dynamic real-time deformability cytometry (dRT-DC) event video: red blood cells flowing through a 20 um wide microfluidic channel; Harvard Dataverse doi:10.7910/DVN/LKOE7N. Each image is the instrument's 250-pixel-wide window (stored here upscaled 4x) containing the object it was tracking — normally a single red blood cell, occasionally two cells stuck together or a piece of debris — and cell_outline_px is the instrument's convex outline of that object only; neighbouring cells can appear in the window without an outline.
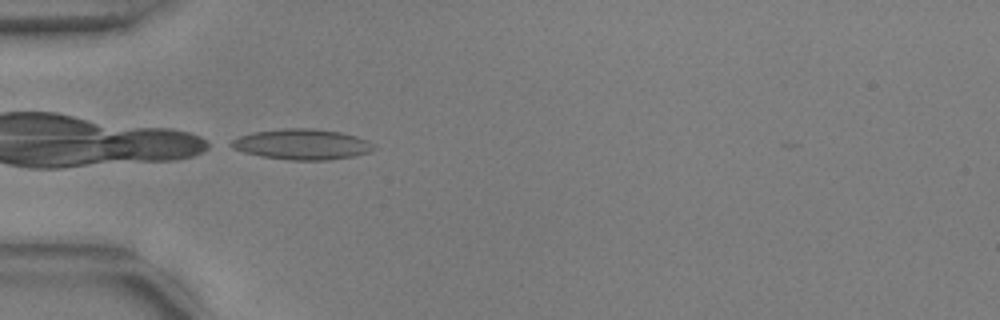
{"species": "common noctule bat (a hibernating species)", "species_latin": "Nyctalus noctula", "temperature_condition": "warm", "stored_images_in_passage": 38, "camera_frame_rate_fps": 3000, "um_per_image_px": 0.085, "animal": {"sex": "male", "body_mass_g": 17.9, "forearm_length_mm": 54.2}, "frame": {"image": 1, "passage_image": 1, "time_ms": 0.0, "image_size_px": [1000, 320], "cell_outline_px": [[376, 148], [368, 152], [356, 156], [328, 160], [292, 160], [260, 156], [244, 152], [232, 148], [224, 144], [240, 136], [252, 132], [280, 128], [312, 128], [340, 132], [356, 136], [368, 140], [376, 144]], "centroid_in_image_um": [25.66, 12.26], "position_along_channel_um": 59.3, "area_um2": 25.72}}
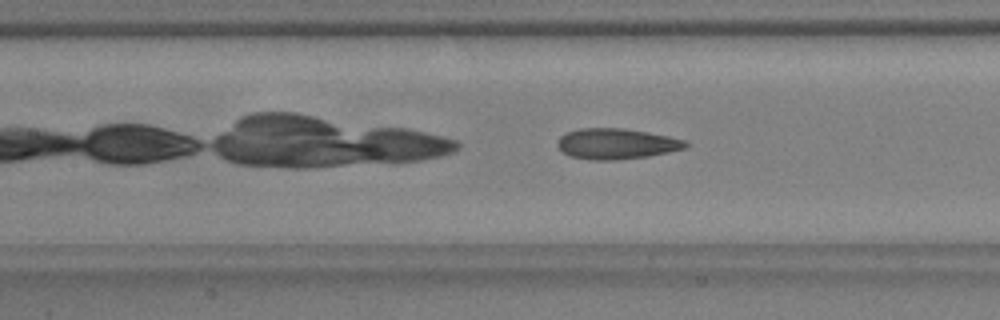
{"frame": {"image": 2, "passage_image": 9, "time_ms": 2.667, "image_size_px": [1000, 320], "cell_outline_px": [[688, 148], [648, 156], [616, 160], [588, 160], [572, 156], [564, 152], [556, 144], [556, 140], [560, 136], [568, 132], [580, 128], [624, 128], [648, 132], [688, 140]], "centroid_in_image_um": [52.42, 12.22], "position_along_channel_um": 155.0, "area_um2": 23.0}}
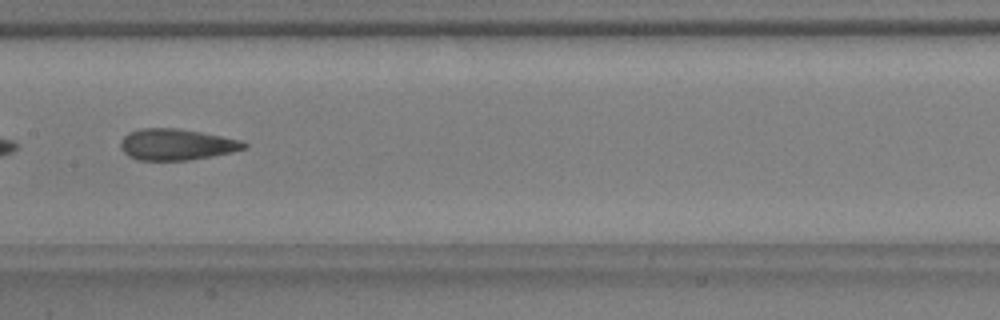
{"frame": {"image": 3, "passage_image": 12, "time_ms": 3.667, "image_size_px": [1000, 320], "cell_outline_px": [[248, 148], [232, 152], [212, 156], [188, 160], [136, 160], [128, 156], [120, 148], [120, 140], [128, 132], [140, 128], [176, 128], [200, 132], [240, 140], [248, 144]], "centroid_in_image_um": [14.97, 12.28], "position_along_channel_um": 192.4, "area_um2": 22.54}, "authors_computed_cell_mechanics": {"area_um2": 22.9177, "velocity_mm_per_s": 3.7447, "shape_relaxation_time_tau1_ms": 6.4893, "shape_relaxation_time_tau2_ms": 1.6234, "deformation_change_tau1": 0.1729, "deformation_change_tau2": 0.0949}}